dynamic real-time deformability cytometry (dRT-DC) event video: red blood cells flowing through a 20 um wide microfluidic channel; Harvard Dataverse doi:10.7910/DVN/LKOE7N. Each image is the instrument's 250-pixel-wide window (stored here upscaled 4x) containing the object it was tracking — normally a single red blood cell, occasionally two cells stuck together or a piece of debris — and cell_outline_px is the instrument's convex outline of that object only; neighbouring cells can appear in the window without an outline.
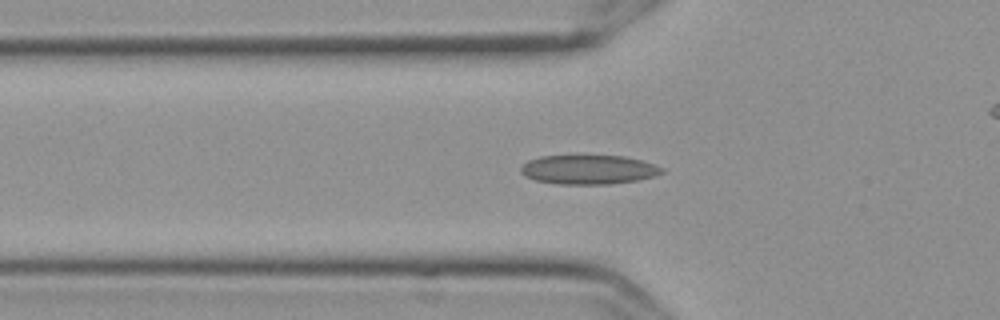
{"species": "Egyptian fruit bat (a non-hibernating species)", "species_latin": "Rousettus aegyptiacus", "temperature_condition": "cold", "stored_images_in_passage": 41, "camera_frame_rate_fps": 3000, "um_per_image_px": 0.085, "frame": {"image": 1, "passage_image": 12, "time_ms": 3.667, "image_size_px": [1000, 320], "cell_outline_px": [[664, 172], [656, 176], [636, 180], [608, 184], [560, 184], [536, 180], [524, 176], [520, 172], [520, 168], [528, 160], [540, 156], [584, 152], [624, 156], [640, 160], [664, 168]], "centroid_in_image_um": [49.99, 14.36], "position_along_channel_um": 75.8, "area_um2": 25.09}}
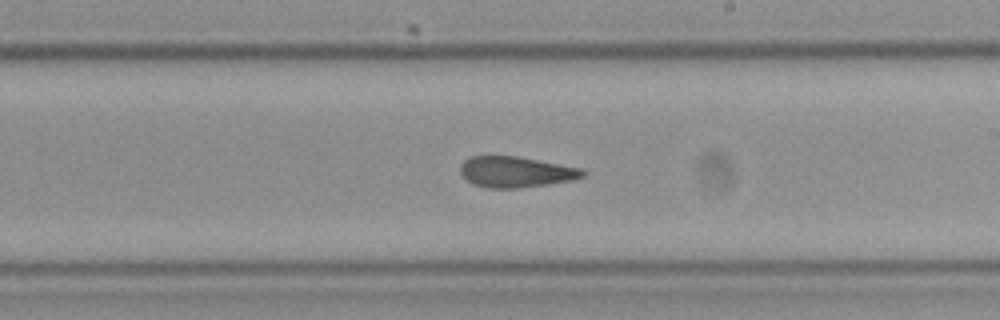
{"frame": {"image": 2, "passage_image": 26, "time_ms": 8.333, "image_size_px": [1000, 320], "cell_outline_px": [[584, 176], [568, 180], [544, 184], [516, 188], [488, 188], [476, 184], [468, 180], [460, 172], [460, 164], [464, 160], [472, 156], [516, 156], [580, 168], [584, 172]], "centroid_in_image_um": [43.78, 14.6], "position_along_channel_um": 245.2, "area_um2": 21.39}}
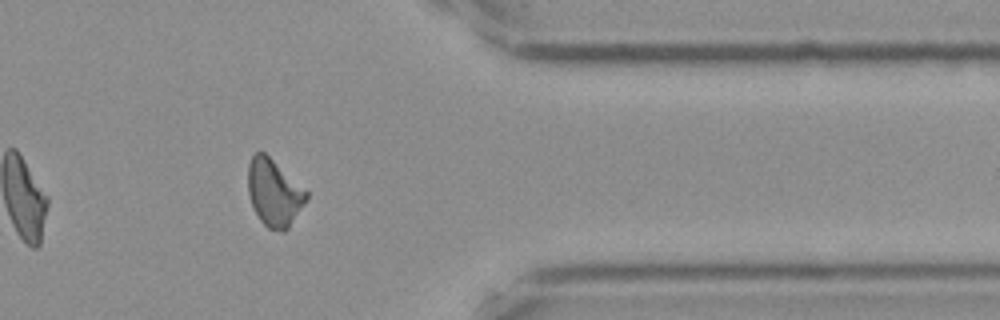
{"frame": {"image": 3, "passage_image": 39, "time_ms": 12.667, "image_size_px": [1000, 320], "cell_outline_px": [[308, 196], [288, 228], [284, 232], [280, 232], [268, 228], [260, 220], [252, 204], [248, 192], [248, 164], [252, 156], [256, 152], [264, 152], [308, 192]], "centroid_in_image_um": [23.27, 16.39], "position_along_channel_um": 388.1, "area_um2": 22.31}, "authors_computed_cell_mechanics": {"area_um2": 22.6576, "velocity_mm_per_s": 3.6082, "shape_relaxation_time_tau1_ms": null, "shape_relaxation_time_tau2_ms": 2.5191, "deformation_change_tau1": null, "deformation_change_tau2": 0.0842}}